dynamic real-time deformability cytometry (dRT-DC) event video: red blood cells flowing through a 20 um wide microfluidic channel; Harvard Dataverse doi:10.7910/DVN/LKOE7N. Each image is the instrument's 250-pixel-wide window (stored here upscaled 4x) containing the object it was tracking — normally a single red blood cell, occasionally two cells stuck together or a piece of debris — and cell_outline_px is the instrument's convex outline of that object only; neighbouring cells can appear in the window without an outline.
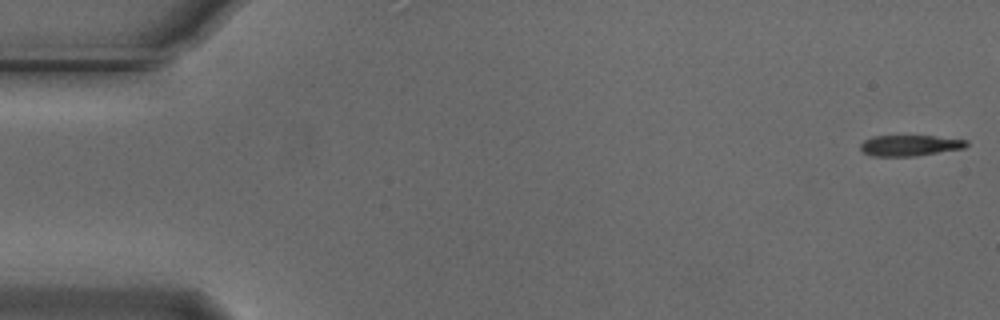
{"species": "Egyptian fruit bat (a non-hibernating species)", "species_latin": "Rousettus aegyptiacus", "temperature_condition": "cold", "stored_images_in_passage": 12, "camera_frame_rate_fps": 3000, "um_per_image_px": 0.085, "animal": {"sex": "male"}, "frame": {"image": 1, "passage_image": 1, "time_ms": 0.0, "image_size_px": [1000, 320], "cell_outline_px": [[968, 144], [964, 148], [916, 156], [872, 156], [864, 152], [860, 148], [860, 144], [864, 140], [872, 136], [936, 136], [968, 140]], "centroid_in_image_um": [77.34, 12.36], "position_along_channel_um": 7.7, "area_um2": 12.89}}